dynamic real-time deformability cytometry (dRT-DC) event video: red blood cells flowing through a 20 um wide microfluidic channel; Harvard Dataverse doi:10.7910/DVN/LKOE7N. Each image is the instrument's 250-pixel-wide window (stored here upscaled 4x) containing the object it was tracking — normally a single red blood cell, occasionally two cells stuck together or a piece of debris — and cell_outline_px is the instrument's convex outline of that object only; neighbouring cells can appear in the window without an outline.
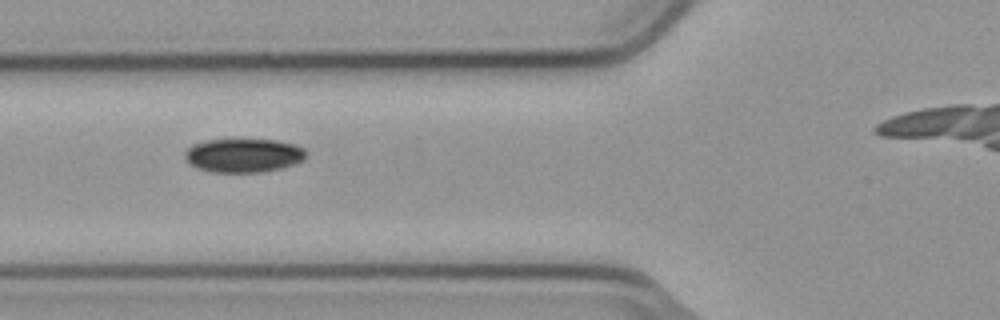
{"species": "common noctule bat (a hibernating species)", "species_latin": "Nyctalus noctula", "temperature_condition": "cold", "stored_images_in_passage": 4, "camera_frame_rate_fps": 3000, "um_per_image_px": 0.085, "animal": {"sex": "male", "body_mass_g": 23.1, "forearm_length_mm": 52.7}, "frame": {"image": 1, "passage_image": 2, "time_ms": 0.333, "image_size_px": [1000, 320], "cell_outline_px": [[308, 156], [304, 160], [280, 168], [260, 172], [212, 172], [196, 168], [184, 156], [184, 152], [192, 144], [204, 140], [232, 136], [276, 140], [296, 144], [304, 148], [308, 152]], "centroid_in_image_um": [20.7, 13.14], "position_along_channel_um": 105.1, "area_um2": 24.97}}
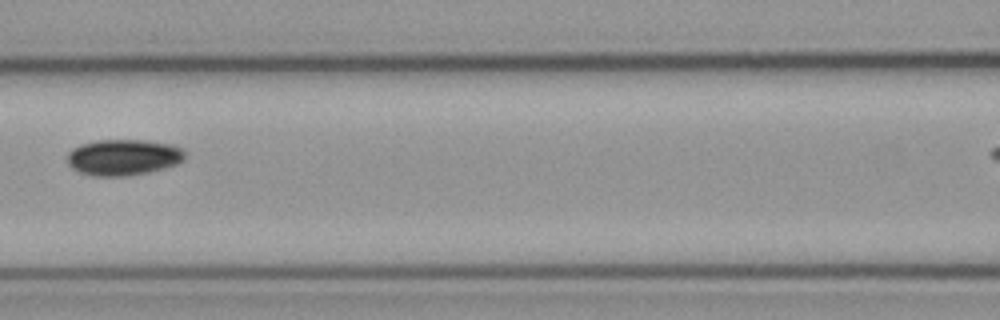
{"frame": {"image": 2, "passage_image": 3, "time_ms": 0.667, "image_size_px": [1000, 320], "cell_outline_px": [[184, 160], [176, 164], [164, 168], [148, 172], [124, 176], [92, 176], [80, 172], [72, 168], [68, 164], [68, 152], [72, 148], [80, 144], [96, 140], [148, 140], [172, 144], [184, 148]], "centroid_in_image_um": [10.49, 13.36], "position_along_channel_um": 156.1, "area_um2": 24.91}}
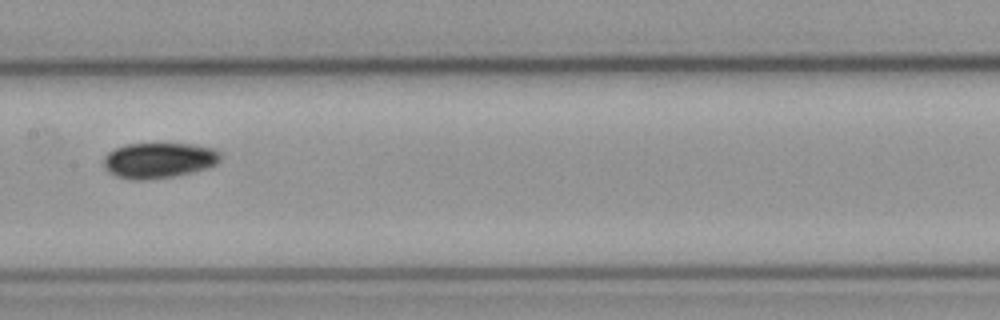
{"frame": {"image": 3, "passage_image": 4, "time_ms": 1.0, "image_size_px": [1000, 320], "cell_outline_px": [[220, 160], [216, 164], [208, 168], [192, 172], [172, 176], [144, 180], [132, 180], [116, 176], [104, 168], [104, 156], [108, 152], [124, 144], [192, 144], [212, 148], [220, 152]], "centroid_in_image_um": [13.49, 13.63], "position_along_channel_um": 193.9, "area_um2": 24.1}}